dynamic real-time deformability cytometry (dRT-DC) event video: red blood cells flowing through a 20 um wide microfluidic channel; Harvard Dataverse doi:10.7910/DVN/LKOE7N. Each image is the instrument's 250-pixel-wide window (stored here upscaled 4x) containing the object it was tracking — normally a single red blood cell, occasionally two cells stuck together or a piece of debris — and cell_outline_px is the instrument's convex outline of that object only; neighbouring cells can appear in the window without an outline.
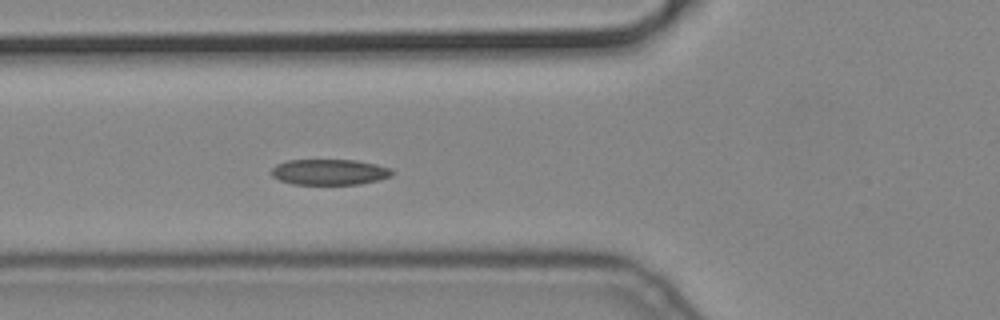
{"species": "common noctule bat (a hibernating species)", "species_latin": "Nyctalus noctula", "temperature_condition": "cold", "stored_images_in_passage": 41, "camera_frame_rate_fps": 3000, "um_per_image_px": 0.085, "animal": {"sex": "male", "body_mass_g": 19.2, "forearm_length_mm": 51.8}, "frame": {"image": 1, "passage_image": 7, "time_ms": 2.0, "image_size_px": [1000, 320], "cell_outline_px": [[392, 176], [380, 180], [360, 184], [292, 184], [280, 180], [272, 176], [272, 168], [276, 164], [288, 160], [356, 160], [376, 164], [392, 168]], "centroid_in_image_um": [28.03, 14.62], "position_along_channel_um": 97.8, "area_um2": 18.15}}